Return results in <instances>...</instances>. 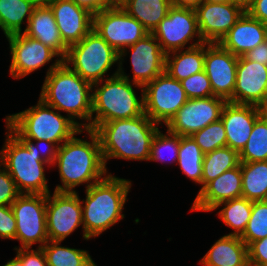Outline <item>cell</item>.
Listing matches in <instances>:
<instances>
[{"label": "cell", "instance_id": "cell-41", "mask_svg": "<svg viewBox=\"0 0 267 266\" xmlns=\"http://www.w3.org/2000/svg\"><path fill=\"white\" fill-rule=\"evenodd\" d=\"M16 219L11 206H0V237L15 240Z\"/></svg>", "mask_w": 267, "mask_h": 266}, {"label": "cell", "instance_id": "cell-48", "mask_svg": "<svg viewBox=\"0 0 267 266\" xmlns=\"http://www.w3.org/2000/svg\"><path fill=\"white\" fill-rule=\"evenodd\" d=\"M236 6H239L244 12L252 6L254 0H230Z\"/></svg>", "mask_w": 267, "mask_h": 266}, {"label": "cell", "instance_id": "cell-12", "mask_svg": "<svg viewBox=\"0 0 267 266\" xmlns=\"http://www.w3.org/2000/svg\"><path fill=\"white\" fill-rule=\"evenodd\" d=\"M152 34L166 54L185 49L192 39L195 43H204L199 33L195 9L190 8L171 7Z\"/></svg>", "mask_w": 267, "mask_h": 266}, {"label": "cell", "instance_id": "cell-29", "mask_svg": "<svg viewBox=\"0 0 267 266\" xmlns=\"http://www.w3.org/2000/svg\"><path fill=\"white\" fill-rule=\"evenodd\" d=\"M34 8L27 0H0V28L5 36L22 33L24 19L28 26Z\"/></svg>", "mask_w": 267, "mask_h": 266}, {"label": "cell", "instance_id": "cell-28", "mask_svg": "<svg viewBox=\"0 0 267 266\" xmlns=\"http://www.w3.org/2000/svg\"><path fill=\"white\" fill-rule=\"evenodd\" d=\"M242 197L250 201L267 200V161L240 162Z\"/></svg>", "mask_w": 267, "mask_h": 266}, {"label": "cell", "instance_id": "cell-44", "mask_svg": "<svg viewBox=\"0 0 267 266\" xmlns=\"http://www.w3.org/2000/svg\"><path fill=\"white\" fill-rule=\"evenodd\" d=\"M78 6L87 9L93 15L118 4L117 0H73Z\"/></svg>", "mask_w": 267, "mask_h": 266}, {"label": "cell", "instance_id": "cell-37", "mask_svg": "<svg viewBox=\"0 0 267 266\" xmlns=\"http://www.w3.org/2000/svg\"><path fill=\"white\" fill-rule=\"evenodd\" d=\"M204 154L227 146L226 131L221 119L212 122L191 136Z\"/></svg>", "mask_w": 267, "mask_h": 266}, {"label": "cell", "instance_id": "cell-31", "mask_svg": "<svg viewBox=\"0 0 267 266\" xmlns=\"http://www.w3.org/2000/svg\"><path fill=\"white\" fill-rule=\"evenodd\" d=\"M204 153L191 136H179L177 164L193 182L201 185Z\"/></svg>", "mask_w": 267, "mask_h": 266}, {"label": "cell", "instance_id": "cell-27", "mask_svg": "<svg viewBox=\"0 0 267 266\" xmlns=\"http://www.w3.org/2000/svg\"><path fill=\"white\" fill-rule=\"evenodd\" d=\"M119 5L152 33L172 7L169 0H120Z\"/></svg>", "mask_w": 267, "mask_h": 266}, {"label": "cell", "instance_id": "cell-5", "mask_svg": "<svg viewBox=\"0 0 267 266\" xmlns=\"http://www.w3.org/2000/svg\"><path fill=\"white\" fill-rule=\"evenodd\" d=\"M122 65L123 63H119L117 71L110 77L92 84L94 90H92L91 130L101 123L135 118L144 114L143 86L131 83ZM133 85L141 88V96L137 97Z\"/></svg>", "mask_w": 267, "mask_h": 266}, {"label": "cell", "instance_id": "cell-2", "mask_svg": "<svg viewBox=\"0 0 267 266\" xmlns=\"http://www.w3.org/2000/svg\"><path fill=\"white\" fill-rule=\"evenodd\" d=\"M85 131L90 142L74 135L58 147L53 165L58 167L63 185H57L54 191L76 192L74 188L83 183L87 189L107 176L99 138L93 130Z\"/></svg>", "mask_w": 267, "mask_h": 266}, {"label": "cell", "instance_id": "cell-14", "mask_svg": "<svg viewBox=\"0 0 267 266\" xmlns=\"http://www.w3.org/2000/svg\"><path fill=\"white\" fill-rule=\"evenodd\" d=\"M226 100L218 96L188 99L166 125L167 130L179 136H192L221 117Z\"/></svg>", "mask_w": 267, "mask_h": 266}, {"label": "cell", "instance_id": "cell-47", "mask_svg": "<svg viewBox=\"0 0 267 266\" xmlns=\"http://www.w3.org/2000/svg\"><path fill=\"white\" fill-rule=\"evenodd\" d=\"M172 7L196 9L203 0H169Z\"/></svg>", "mask_w": 267, "mask_h": 266}, {"label": "cell", "instance_id": "cell-49", "mask_svg": "<svg viewBox=\"0 0 267 266\" xmlns=\"http://www.w3.org/2000/svg\"><path fill=\"white\" fill-rule=\"evenodd\" d=\"M35 7L49 6L52 0H27Z\"/></svg>", "mask_w": 267, "mask_h": 266}, {"label": "cell", "instance_id": "cell-23", "mask_svg": "<svg viewBox=\"0 0 267 266\" xmlns=\"http://www.w3.org/2000/svg\"><path fill=\"white\" fill-rule=\"evenodd\" d=\"M266 38L267 24L244 12L219 44L239 57L263 43Z\"/></svg>", "mask_w": 267, "mask_h": 266}, {"label": "cell", "instance_id": "cell-11", "mask_svg": "<svg viewBox=\"0 0 267 266\" xmlns=\"http://www.w3.org/2000/svg\"><path fill=\"white\" fill-rule=\"evenodd\" d=\"M144 113L156 124L165 126L187 102L180 81L166 71L143 86Z\"/></svg>", "mask_w": 267, "mask_h": 266}, {"label": "cell", "instance_id": "cell-34", "mask_svg": "<svg viewBox=\"0 0 267 266\" xmlns=\"http://www.w3.org/2000/svg\"><path fill=\"white\" fill-rule=\"evenodd\" d=\"M239 158L240 162L267 161V119L263 114L255 121Z\"/></svg>", "mask_w": 267, "mask_h": 266}, {"label": "cell", "instance_id": "cell-26", "mask_svg": "<svg viewBox=\"0 0 267 266\" xmlns=\"http://www.w3.org/2000/svg\"><path fill=\"white\" fill-rule=\"evenodd\" d=\"M207 42L192 43L185 50L166 54L165 71L174 79L182 81L204 70L205 47Z\"/></svg>", "mask_w": 267, "mask_h": 266}, {"label": "cell", "instance_id": "cell-24", "mask_svg": "<svg viewBox=\"0 0 267 266\" xmlns=\"http://www.w3.org/2000/svg\"><path fill=\"white\" fill-rule=\"evenodd\" d=\"M23 33L54 50L61 59L67 55L68 46L60 32L50 6L35 7Z\"/></svg>", "mask_w": 267, "mask_h": 266}, {"label": "cell", "instance_id": "cell-15", "mask_svg": "<svg viewBox=\"0 0 267 266\" xmlns=\"http://www.w3.org/2000/svg\"><path fill=\"white\" fill-rule=\"evenodd\" d=\"M6 38L11 53L9 73L14 79L18 80L40 69L54 57L60 58L54 50L23 32Z\"/></svg>", "mask_w": 267, "mask_h": 266}, {"label": "cell", "instance_id": "cell-51", "mask_svg": "<svg viewBox=\"0 0 267 266\" xmlns=\"http://www.w3.org/2000/svg\"><path fill=\"white\" fill-rule=\"evenodd\" d=\"M209 3H229L230 0H203Z\"/></svg>", "mask_w": 267, "mask_h": 266}, {"label": "cell", "instance_id": "cell-7", "mask_svg": "<svg viewBox=\"0 0 267 266\" xmlns=\"http://www.w3.org/2000/svg\"><path fill=\"white\" fill-rule=\"evenodd\" d=\"M5 145L0 151V164L13 178L20 194H44L50 192L45 176L47 165L40 155L27 147L9 130Z\"/></svg>", "mask_w": 267, "mask_h": 266}, {"label": "cell", "instance_id": "cell-18", "mask_svg": "<svg viewBox=\"0 0 267 266\" xmlns=\"http://www.w3.org/2000/svg\"><path fill=\"white\" fill-rule=\"evenodd\" d=\"M199 33L204 42L219 43L244 11L233 3L203 1L195 9Z\"/></svg>", "mask_w": 267, "mask_h": 266}, {"label": "cell", "instance_id": "cell-8", "mask_svg": "<svg viewBox=\"0 0 267 266\" xmlns=\"http://www.w3.org/2000/svg\"><path fill=\"white\" fill-rule=\"evenodd\" d=\"M63 62L84 80L94 84L104 80V75L116 62L119 64V53L92 29L80 42L68 47Z\"/></svg>", "mask_w": 267, "mask_h": 266}, {"label": "cell", "instance_id": "cell-36", "mask_svg": "<svg viewBox=\"0 0 267 266\" xmlns=\"http://www.w3.org/2000/svg\"><path fill=\"white\" fill-rule=\"evenodd\" d=\"M170 154V157L165 158L164 153ZM178 152H179V135L173 134L166 131V135L163 134L160 130L155 134L150 149V156L148 161H160L161 163L164 161L171 163L172 161L177 163L178 161ZM169 159V160H167ZM171 161V162H170Z\"/></svg>", "mask_w": 267, "mask_h": 266}, {"label": "cell", "instance_id": "cell-20", "mask_svg": "<svg viewBox=\"0 0 267 266\" xmlns=\"http://www.w3.org/2000/svg\"><path fill=\"white\" fill-rule=\"evenodd\" d=\"M49 6L68 47L80 42L93 29V14L73 0H52Z\"/></svg>", "mask_w": 267, "mask_h": 266}, {"label": "cell", "instance_id": "cell-39", "mask_svg": "<svg viewBox=\"0 0 267 266\" xmlns=\"http://www.w3.org/2000/svg\"><path fill=\"white\" fill-rule=\"evenodd\" d=\"M19 195L13 178L0 164V206H11Z\"/></svg>", "mask_w": 267, "mask_h": 266}, {"label": "cell", "instance_id": "cell-22", "mask_svg": "<svg viewBox=\"0 0 267 266\" xmlns=\"http://www.w3.org/2000/svg\"><path fill=\"white\" fill-rule=\"evenodd\" d=\"M240 197H242V173L239 164L200 189L191 210L211 212L219 203Z\"/></svg>", "mask_w": 267, "mask_h": 266}, {"label": "cell", "instance_id": "cell-13", "mask_svg": "<svg viewBox=\"0 0 267 266\" xmlns=\"http://www.w3.org/2000/svg\"><path fill=\"white\" fill-rule=\"evenodd\" d=\"M78 192L47 194L46 223L50 241L62 242L80 225L83 228L82 205Z\"/></svg>", "mask_w": 267, "mask_h": 266}, {"label": "cell", "instance_id": "cell-33", "mask_svg": "<svg viewBox=\"0 0 267 266\" xmlns=\"http://www.w3.org/2000/svg\"><path fill=\"white\" fill-rule=\"evenodd\" d=\"M60 241H48L43 247L47 266H97L86 250L60 246Z\"/></svg>", "mask_w": 267, "mask_h": 266}, {"label": "cell", "instance_id": "cell-21", "mask_svg": "<svg viewBox=\"0 0 267 266\" xmlns=\"http://www.w3.org/2000/svg\"><path fill=\"white\" fill-rule=\"evenodd\" d=\"M261 115L259 106L226 102L220 119L226 131L227 147L240 153L249 139L255 121Z\"/></svg>", "mask_w": 267, "mask_h": 266}, {"label": "cell", "instance_id": "cell-42", "mask_svg": "<svg viewBox=\"0 0 267 266\" xmlns=\"http://www.w3.org/2000/svg\"><path fill=\"white\" fill-rule=\"evenodd\" d=\"M248 263L249 266H267V237L248 246Z\"/></svg>", "mask_w": 267, "mask_h": 266}, {"label": "cell", "instance_id": "cell-43", "mask_svg": "<svg viewBox=\"0 0 267 266\" xmlns=\"http://www.w3.org/2000/svg\"><path fill=\"white\" fill-rule=\"evenodd\" d=\"M14 250H16V256L22 261L23 266H47V260L42 248L34 250L15 247Z\"/></svg>", "mask_w": 267, "mask_h": 266}, {"label": "cell", "instance_id": "cell-25", "mask_svg": "<svg viewBox=\"0 0 267 266\" xmlns=\"http://www.w3.org/2000/svg\"><path fill=\"white\" fill-rule=\"evenodd\" d=\"M199 262L204 266H249L248 246L239 236L224 235Z\"/></svg>", "mask_w": 267, "mask_h": 266}, {"label": "cell", "instance_id": "cell-16", "mask_svg": "<svg viewBox=\"0 0 267 266\" xmlns=\"http://www.w3.org/2000/svg\"><path fill=\"white\" fill-rule=\"evenodd\" d=\"M238 59V56L225 50L219 43L207 42L204 70L210 80L213 96L226 101L233 96Z\"/></svg>", "mask_w": 267, "mask_h": 266}, {"label": "cell", "instance_id": "cell-9", "mask_svg": "<svg viewBox=\"0 0 267 266\" xmlns=\"http://www.w3.org/2000/svg\"><path fill=\"white\" fill-rule=\"evenodd\" d=\"M93 29L119 53V63L123 62L128 51L127 47L149 34L144 26L131 17L119 3L94 14Z\"/></svg>", "mask_w": 267, "mask_h": 266}, {"label": "cell", "instance_id": "cell-1", "mask_svg": "<svg viewBox=\"0 0 267 266\" xmlns=\"http://www.w3.org/2000/svg\"><path fill=\"white\" fill-rule=\"evenodd\" d=\"M54 61L46 72L39 98L59 112H66L81 129L91 130L92 84L71 70L63 59Z\"/></svg>", "mask_w": 267, "mask_h": 266}, {"label": "cell", "instance_id": "cell-10", "mask_svg": "<svg viewBox=\"0 0 267 266\" xmlns=\"http://www.w3.org/2000/svg\"><path fill=\"white\" fill-rule=\"evenodd\" d=\"M46 203L47 195L44 194H20L12 203L16 219L15 240L20 242V248H31L35 243L42 248L49 241Z\"/></svg>", "mask_w": 267, "mask_h": 266}, {"label": "cell", "instance_id": "cell-52", "mask_svg": "<svg viewBox=\"0 0 267 266\" xmlns=\"http://www.w3.org/2000/svg\"><path fill=\"white\" fill-rule=\"evenodd\" d=\"M262 114L267 119V102L261 107Z\"/></svg>", "mask_w": 267, "mask_h": 266}, {"label": "cell", "instance_id": "cell-32", "mask_svg": "<svg viewBox=\"0 0 267 266\" xmlns=\"http://www.w3.org/2000/svg\"><path fill=\"white\" fill-rule=\"evenodd\" d=\"M240 164L239 153L224 146L204 154L201 189L211 180Z\"/></svg>", "mask_w": 267, "mask_h": 266}, {"label": "cell", "instance_id": "cell-46", "mask_svg": "<svg viewBox=\"0 0 267 266\" xmlns=\"http://www.w3.org/2000/svg\"><path fill=\"white\" fill-rule=\"evenodd\" d=\"M247 13L251 17L267 24V0H254Z\"/></svg>", "mask_w": 267, "mask_h": 266}, {"label": "cell", "instance_id": "cell-50", "mask_svg": "<svg viewBox=\"0 0 267 266\" xmlns=\"http://www.w3.org/2000/svg\"><path fill=\"white\" fill-rule=\"evenodd\" d=\"M3 266H23V263L17 256H15V258H13L12 260H9Z\"/></svg>", "mask_w": 267, "mask_h": 266}, {"label": "cell", "instance_id": "cell-6", "mask_svg": "<svg viewBox=\"0 0 267 266\" xmlns=\"http://www.w3.org/2000/svg\"><path fill=\"white\" fill-rule=\"evenodd\" d=\"M60 113L39 98L37 105L6 116V129H9L17 138L46 140L59 147L74 135L85 131L68 116Z\"/></svg>", "mask_w": 267, "mask_h": 266}, {"label": "cell", "instance_id": "cell-40", "mask_svg": "<svg viewBox=\"0 0 267 266\" xmlns=\"http://www.w3.org/2000/svg\"><path fill=\"white\" fill-rule=\"evenodd\" d=\"M18 139L27 147L28 150H34L37 155H40L41 158L48 163V166H53L58 149L54 143L46 140H30L26 138ZM33 141H35L36 144H34Z\"/></svg>", "mask_w": 267, "mask_h": 266}, {"label": "cell", "instance_id": "cell-3", "mask_svg": "<svg viewBox=\"0 0 267 266\" xmlns=\"http://www.w3.org/2000/svg\"><path fill=\"white\" fill-rule=\"evenodd\" d=\"M159 130L145 113L135 118L117 119L99 124L97 134L102 156L108 159L148 161L152 140Z\"/></svg>", "mask_w": 267, "mask_h": 266}, {"label": "cell", "instance_id": "cell-38", "mask_svg": "<svg viewBox=\"0 0 267 266\" xmlns=\"http://www.w3.org/2000/svg\"><path fill=\"white\" fill-rule=\"evenodd\" d=\"M188 99L213 96L210 80L205 70L180 81Z\"/></svg>", "mask_w": 267, "mask_h": 266}, {"label": "cell", "instance_id": "cell-19", "mask_svg": "<svg viewBox=\"0 0 267 266\" xmlns=\"http://www.w3.org/2000/svg\"><path fill=\"white\" fill-rule=\"evenodd\" d=\"M128 48L133 70L131 82L144 86L165 71L166 53L152 33Z\"/></svg>", "mask_w": 267, "mask_h": 266}, {"label": "cell", "instance_id": "cell-45", "mask_svg": "<svg viewBox=\"0 0 267 266\" xmlns=\"http://www.w3.org/2000/svg\"><path fill=\"white\" fill-rule=\"evenodd\" d=\"M247 60L267 66V40L243 55Z\"/></svg>", "mask_w": 267, "mask_h": 266}, {"label": "cell", "instance_id": "cell-4", "mask_svg": "<svg viewBox=\"0 0 267 266\" xmlns=\"http://www.w3.org/2000/svg\"><path fill=\"white\" fill-rule=\"evenodd\" d=\"M131 186V181L109 173L85 190V200L80 199L85 240L99 236L125 218L122 211Z\"/></svg>", "mask_w": 267, "mask_h": 266}, {"label": "cell", "instance_id": "cell-30", "mask_svg": "<svg viewBox=\"0 0 267 266\" xmlns=\"http://www.w3.org/2000/svg\"><path fill=\"white\" fill-rule=\"evenodd\" d=\"M224 205L218 212V216L225 223L226 226L233 228V232L227 235L241 236L247 223L249 222L253 202L244 198H235L219 203L213 210H217L220 206Z\"/></svg>", "mask_w": 267, "mask_h": 266}, {"label": "cell", "instance_id": "cell-17", "mask_svg": "<svg viewBox=\"0 0 267 266\" xmlns=\"http://www.w3.org/2000/svg\"><path fill=\"white\" fill-rule=\"evenodd\" d=\"M227 102L262 107L267 102V66L239 56L233 96Z\"/></svg>", "mask_w": 267, "mask_h": 266}, {"label": "cell", "instance_id": "cell-35", "mask_svg": "<svg viewBox=\"0 0 267 266\" xmlns=\"http://www.w3.org/2000/svg\"><path fill=\"white\" fill-rule=\"evenodd\" d=\"M267 237V200L253 201L252 212L240 238L249 246L252 242Z\"/></svg>", "mask_w": 267, "mask_h": 266}]
</instances>
